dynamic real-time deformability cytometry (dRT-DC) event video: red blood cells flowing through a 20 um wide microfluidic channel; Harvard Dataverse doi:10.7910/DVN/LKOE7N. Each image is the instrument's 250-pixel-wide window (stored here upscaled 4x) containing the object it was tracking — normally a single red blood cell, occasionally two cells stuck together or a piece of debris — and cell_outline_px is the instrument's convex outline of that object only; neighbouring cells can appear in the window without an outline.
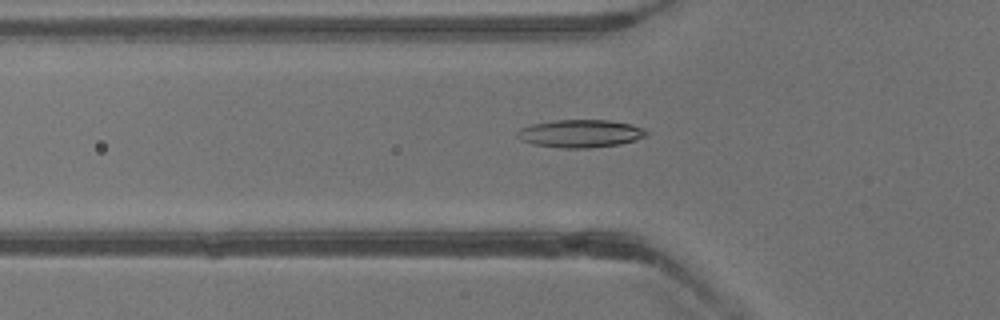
{"species": "common noctule bat (a hibernating species)", "species_latin": "Nyctalus noctula", "temperature_condition": "warm", "stored_images_in_passage": 36, "camera_frame_rate_fps": 3000, "um_per_image_px": 0.085, "animal": {"sex": "male", "body_mass_g": 13.3}, "frame": {"image": 1, "passage_image": 10, "time_ms": 3.0, "image_size_px": [1000, 320], "cell_outline_px": [[648, 132], [644, 136], [636, 140], [620, 144], [592, 148], [564, 148], [532, 144], [516, 136], [516, 132], [520, 128], [532, 124], [556, 120], [608, 120], [632, 124], [644, 128]], "centroid_in_image_um": [49.35, 11.35], "position_along_channel_um": 76.5, "area_um2": 20.92}}
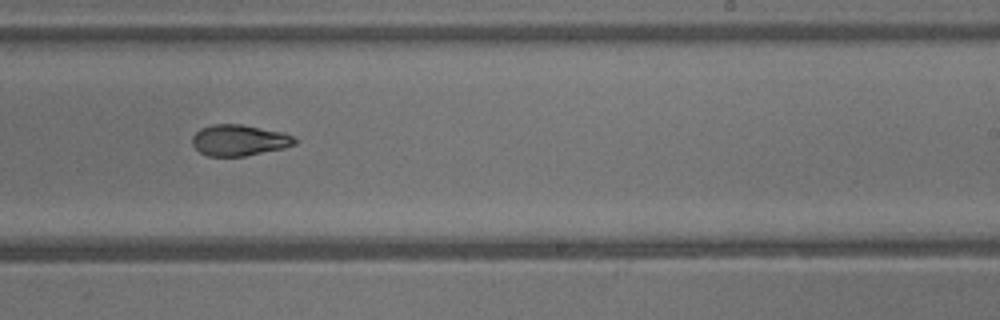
{"frame": {"image": 2, "passage_image": 21, "time_ms": 6.667, "image_size_px": [1000, 320], "cell_outline_px": [[300, 140], [296, 144], [284, 148], [244, 156], [208, 156], [200, 152], [192, 144], [192, 136], [200, 128], [212, 124], [240, 124], [284, 132], [296, 136]], "centroid_in_image_um": [20.38, 11.91], "position_along_channel_um": 268.6, "area_um2": 18.79}}
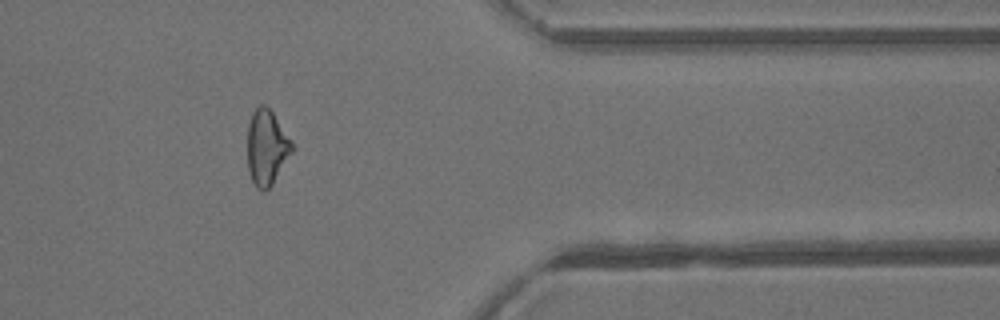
{"frame": {"image": 3, "passage_image": 29, "time_ms": 9.333, "image_size_px": [1000, 320], "cell_outline_px": [[292, 152], [272, 184], [264, 192], [256, 188], [252, 180], [248, 168], [248, 124], [252, 112], [260, 104], [264, 104], [272, 112], [292, 140]], "centroid_in_image_um": [22.66, 12.53], "position_along_channel_um": 388.7, "area_um2": 19.36}}